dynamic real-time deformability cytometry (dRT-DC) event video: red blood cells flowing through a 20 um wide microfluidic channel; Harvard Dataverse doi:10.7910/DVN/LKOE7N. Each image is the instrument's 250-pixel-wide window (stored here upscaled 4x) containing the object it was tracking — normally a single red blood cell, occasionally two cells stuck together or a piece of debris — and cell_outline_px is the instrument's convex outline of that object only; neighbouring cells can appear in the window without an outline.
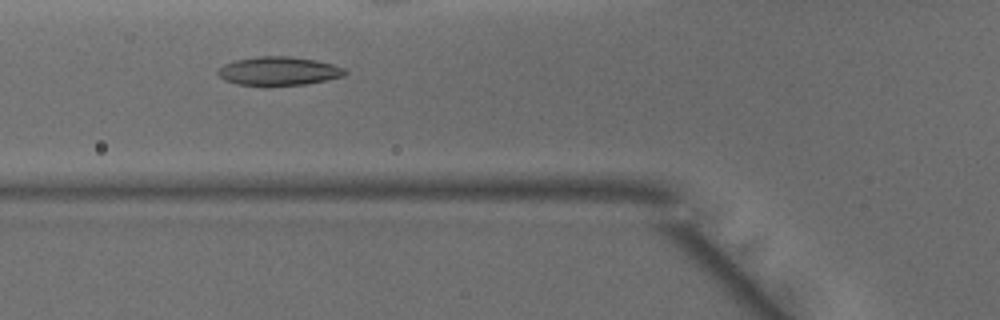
{"species": "common noctule bat (a hibernating species)", "species_latin": "Nyctalus noctula", "temperature_condition": "warm", "stored_images_in_passage": 45, "camera_frame_rate_fps": 3000, "um_per_image_px": 0.085, "animal": {"sex": "male", "body_mass_g": 15.6}, "frame": {"image": 1, "passage_image": 14, "time_ms": 4.333, "image_size_px": [1000, 320], "cell_outline_px": [[348, 72], [344, 76], [304, 84], [268, 88], [236, 84], [224, 80], [216, 72], [224, 64], [236, 60], [256, 56], [288, 56], [316, 60], [332, 64], [344, 68]], "centroid_in_image_um": [23.65, 6.07], "position_along_channel_um": 102.1, "area_um2": 21.73}}
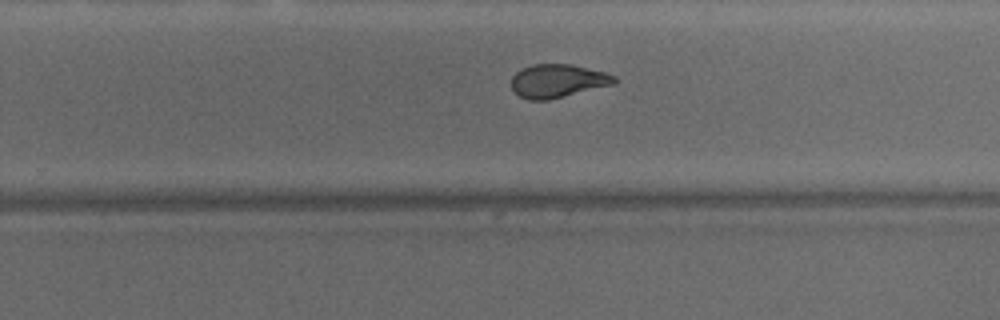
{"frame": {"image": 2, "passage_image": 27, "time_ms": 8.667, "image_size_px": [1000, 320], "cell_outline_px": [[620, 80], [616, 84], [548, 100], [528, 100], [520, 96], [512, 88], [512, 76], [520, 68], [532, 64], [572, 64], [604, 72], [616, 76]], "centroid_in_image_um": [47.44, 6.87], "position_along_channel_um": 282.4, "area_um2": 20.23}}
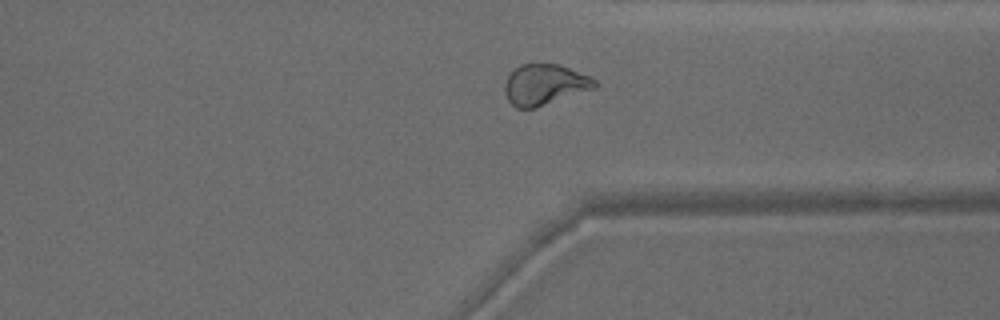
{"frame": {"image": 3, "passage_image": 33, "time_ms": 10.667, "image_size_px": [1000, 320], "cell_outline_px": [[600, 84], [596, 88], [536, 108], [516, 108], [508, 100], [504, 92], [504, 84], [508, 76], [520, 64], [556, 64], [592, 76]], "centroid_in_image_um": [46.33, 7.2], "position_along_channel_um": 365.1, "area_um2": 21.5}, "authors_computed_cell_mechanics": {"area_um2": 21.6172, "velocity_mm_per_s": 4.1561, "shape_relaxation_time_tau1_ms": 10.669, "shape_relaxation_time_tau2_ms": 1.7696, "deformation_change_tau1": 0.2868, "deformation_change_tau2": 0.0747}}